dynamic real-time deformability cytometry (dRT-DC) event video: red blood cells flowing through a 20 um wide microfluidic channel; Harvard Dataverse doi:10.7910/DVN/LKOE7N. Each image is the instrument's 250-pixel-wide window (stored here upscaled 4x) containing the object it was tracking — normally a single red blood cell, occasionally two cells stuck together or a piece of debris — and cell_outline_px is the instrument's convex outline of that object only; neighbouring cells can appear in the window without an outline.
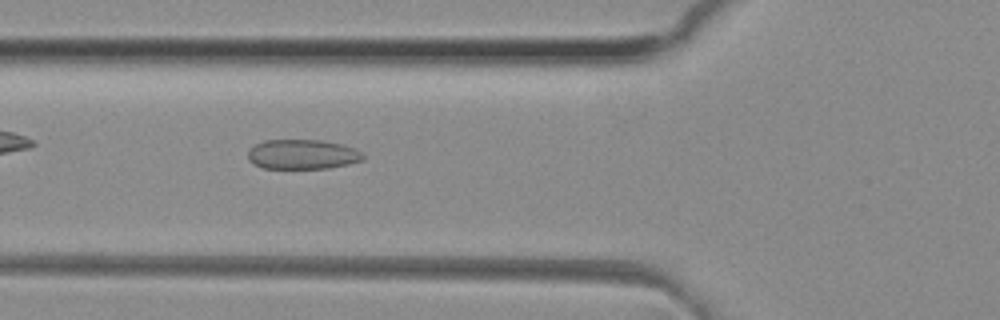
{"species": "common noctule bat (a hibernating species)", "species_latin": "Nyctalus noctula", "temperature_condition": "room temperature", "stored_images_in_passage": 38, "camera_frame_rate_fps": 3000, "um_per_image_px": 0.085, "animal": {"sex": "female", "body_mass_g": 29.2, "forearm_length_mm": 56.3}, "frame": {"image": 1, "passage_image": 7, "time_ms": 2.0, "image_size_px": [1000, 320], "cell_outline_px": [[364, 160], [348, 164], [328, 168], [264, 168], [248, 160], [248, 148], [264, 140], [324, 140], [344, 144], [356, 148], [364, 156]], "centroid_in_image_um": [25.73, 13.1], "position_along_channel_um": 100.1, "area_um2": 20.06}}
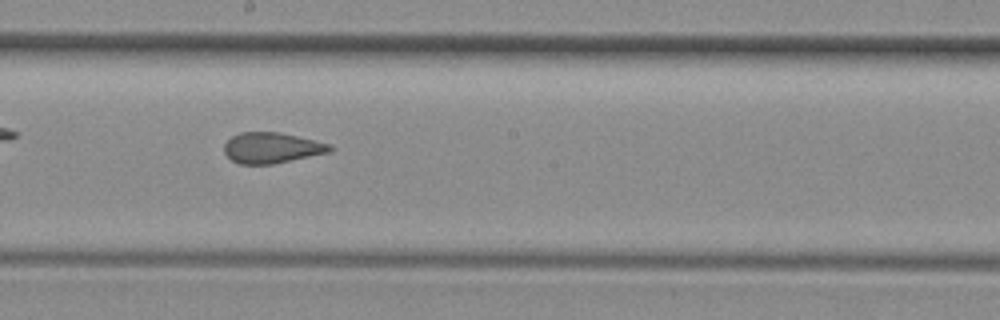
{"frame": {"image": 2, "passage_image": 16, "time_ms": 5.0, "image_size_px": [1000, 320], "cell_outline_px": [[332, 152], [272, 164], [240, 164], [232, 160], [224, 152], [224, 144], [232, 136], [240, 132], [280, 132], [332, 144]], "centroid_in_image_um": [23.12, 12.56], "position_along_channel_um": 225.1, "area_um2": 18.96}}
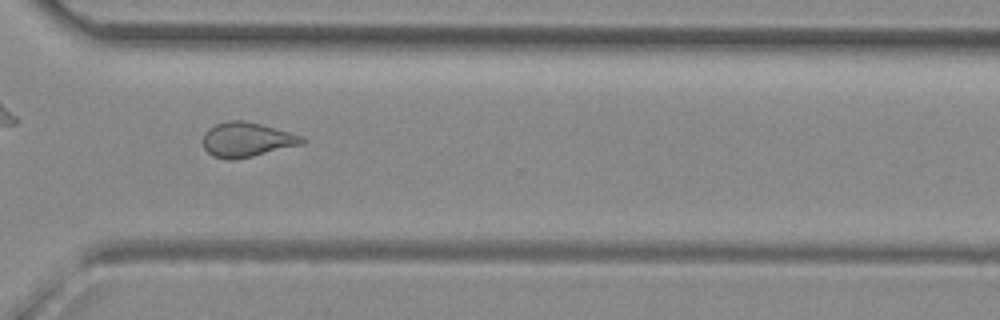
{"frame": {"image": 3, "passage_image": 25, "time_ms": 8.0, "image_size_px": [1000, 320], "cell_outline_px": [[308, 140], [304, 144], [252, 156], [232, 160], [228, 160], [212, 156], [204, 148], [204, 132], [208, 128], [216, 124], [228, 120], [244, 120], [260, 124], [304, 136]], "centroid_in_image_um": [21.0, 11.87], "position_along_channel_um": 349.6, "area_um2": 20.06}, "authors_computed_cell_mechanics": {"area_um2": 20.1144, "velocity_mm_per_s": 4.1568, "shape_relaxation_time_tau1_ms": null, "shape_relaxation_time_tau2_ms": 1.3891, "deformation_change_tau1": null, "deformation_change_tau2": 0.0964}}